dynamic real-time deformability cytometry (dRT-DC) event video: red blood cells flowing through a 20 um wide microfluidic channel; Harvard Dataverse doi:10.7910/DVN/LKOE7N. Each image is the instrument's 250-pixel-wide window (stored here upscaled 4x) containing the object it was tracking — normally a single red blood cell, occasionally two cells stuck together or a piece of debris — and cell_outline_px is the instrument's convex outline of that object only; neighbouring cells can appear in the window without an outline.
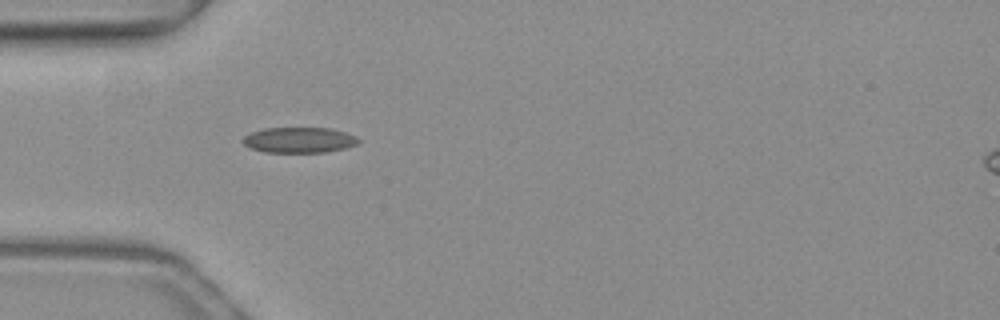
{"species": "common noctule bat (a hibernating species)", "species_latin": "Nyctalus noctula", "temperature_condition": "warm", "stored_images_in_passage": 35, "camera_frame_rate_fps": 3000, "um_per_image_px": 0.085, "animal": {"sex": "female", "body_mass_g": 19.3, "forearm_length_mm": 54.1}, "frame": {"image": 1, "passage_image": 1, "time_ms": 0.0, "image_size_px": [1000, 320], "cell_outline_px": [[360, 140], [356, 144], [344, 148], [324, 152], [264, 152], [248, 148], [244, 144], [244, 136], [252, 132], [264, 128], [332, 128], [356, 136]], "centroid_in_image_um": [25.41, 11.9], "position_along_channel_um": 59.6, "area_um2": 17.11}}
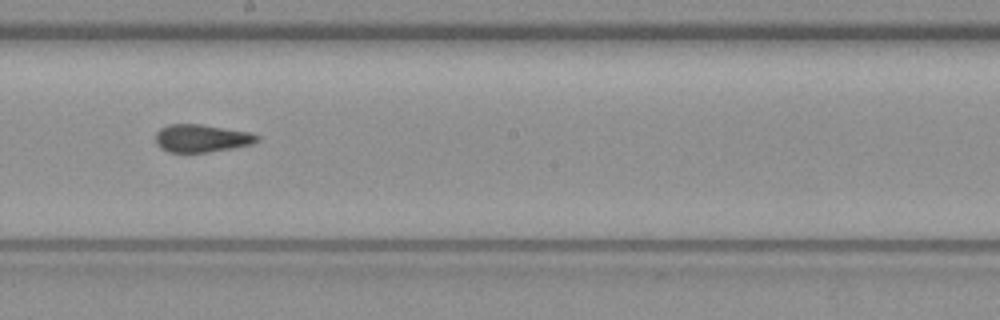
{"frame": {"image": 2, "passage_image": 14, "time_ms": 4.333, "image_size_px": [1000, 320], "cell_outline_px": [[260, 140], [252, 144], [232, 148], [204, 152], [168, 152], [160, 148], [156, 144], [156, 132], [160, 128], [168, 124], [200, 124], [252, 132], [260, 136]], "centroid_in_image_um": [17.14, 11.74], "position_along_channel_um": 231.1, "area_um2": 16.53}}
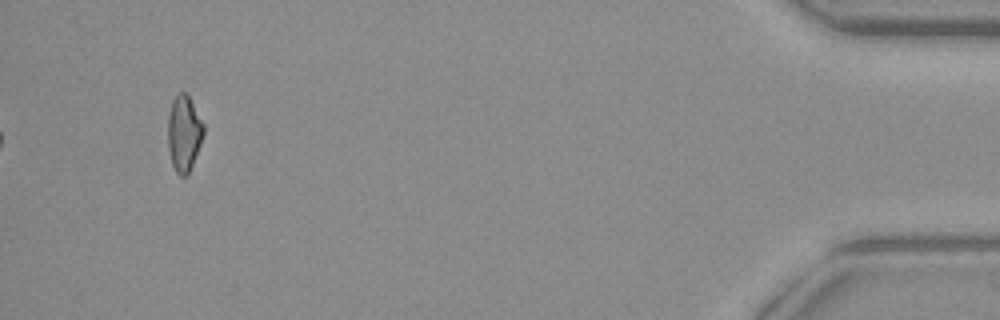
{"frame": {"image": 3, "passage_image": 34, "time_ms": 11.0, "image_size_px": [1000, 320], "cell_outline_px": [[204, 132], [200, 144], [188, 176], [180, 176], [176, 172], [172, 164], [168, 148], [168, 116], [172, 100], [180, 92], [188, 92], [204, 124]], "centroid_in_image_um": [15.64, 11.31], "position_along_channel_um": 419.6, "area_um2": 15.95}}